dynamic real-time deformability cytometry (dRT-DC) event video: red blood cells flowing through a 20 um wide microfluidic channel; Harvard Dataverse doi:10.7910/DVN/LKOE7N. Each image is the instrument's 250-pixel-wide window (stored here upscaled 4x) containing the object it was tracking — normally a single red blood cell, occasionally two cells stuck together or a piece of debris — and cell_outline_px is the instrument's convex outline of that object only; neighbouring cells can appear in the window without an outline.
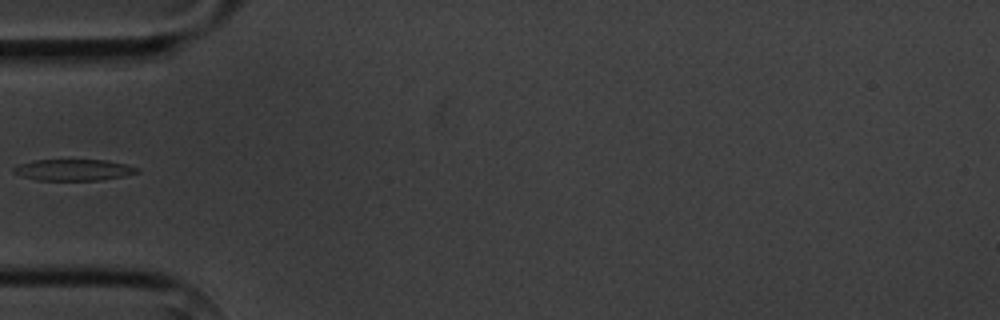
{"species": "common noctule bat (a hibernating species)", "species_latin": "Nyctalus noctula", "temperature_condition": "cold", "stored_images_in_passage": 1, "camera_frame_rate_fps": 3000, "um_per_image_px": 0.085, "animal": {"sex": "male", "body_mass_g": 20.1, "forearm_length_mm": 53.5}, "frame": {"image": 1, "passage_image": 1, "time_ms": 0.0, "image_size_px": [1000, 320], "cell_outline_px": [[140, 172], [124, 176], [100, 180], [36, 180], [12, 172], [12, 168], [20, 164], [36, 160], [108, 160], [140, 168]], "centroid_in_image_um": [6.29, 14.44], "position_along_channel_um": 78.7, "area_um2": 15.26}}